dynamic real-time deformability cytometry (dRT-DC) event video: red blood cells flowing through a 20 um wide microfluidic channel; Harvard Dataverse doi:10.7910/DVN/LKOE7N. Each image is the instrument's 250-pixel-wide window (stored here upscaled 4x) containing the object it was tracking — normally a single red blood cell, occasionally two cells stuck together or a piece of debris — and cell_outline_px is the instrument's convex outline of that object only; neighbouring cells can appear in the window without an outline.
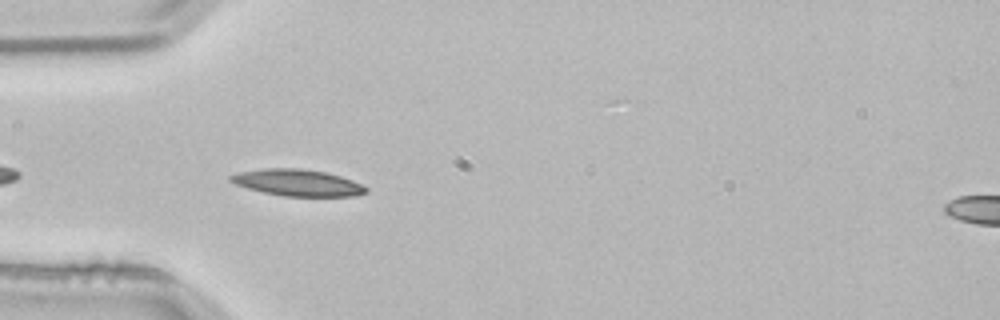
{"species": "common noctule bat (a hibernating species)", "species_latin": "Nyctalus noctula", "temperature_condition": "room temperature", "stored_images_in_passage": 4, "camera_frame_rate_fps": 3000, "um_per_image_px": 0.085, "animal": {"sex": "male", "body_mass_g": 21.5, "forearm_length_mm": 52.0}, "frame": {"image": 1, "passage_image": 3, "time_ms": 0.667, "image_size_px": [1000, 320], "cell_outline_px": [[368, 192], [352, 196], [284, 196], [264, 192], [248, 188], [236, 184], [228, 180], [228, 176], [240, 172], [264, 168], [300, 168], [324, 172], [340, 176], [364, 184], [368, 188]], "centroid_in_image_um": [25.31, 15.52], "position_along_channel_um": 59.7, "area_um2": 20.92}}